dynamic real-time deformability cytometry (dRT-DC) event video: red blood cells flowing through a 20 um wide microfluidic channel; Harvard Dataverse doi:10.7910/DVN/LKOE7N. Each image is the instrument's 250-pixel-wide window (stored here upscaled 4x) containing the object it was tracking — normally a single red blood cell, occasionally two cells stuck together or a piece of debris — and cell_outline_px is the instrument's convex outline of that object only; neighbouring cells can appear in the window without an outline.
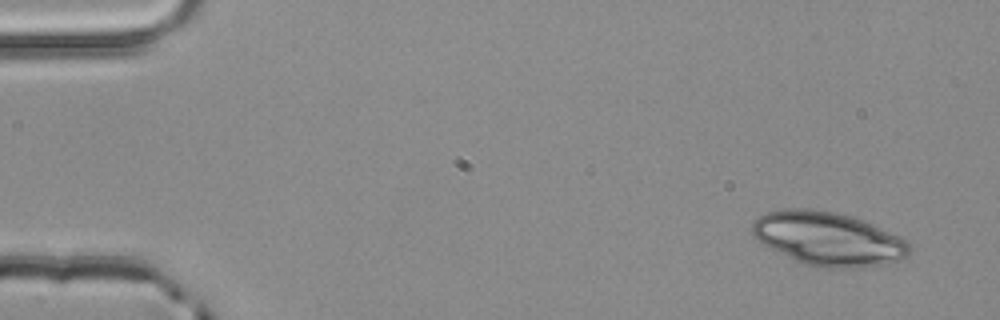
{"species": "common noctule bat (a hibernating species)", "species_latin": "Nyctalus noctula", "temperature_condition": "room temperature", "stored_images_in_passage": 4, "camera_frame_rate_fps": 3000, "um_per_image_px": 0.085, "animal": {"sex": "male", "body_mass_g": 20.4}, "frame": {"image": 1, "passage_image": 1, "time_ms": 0.0, "image_size_px": [1000, 320], "cell_outline_px": [[912, 252], [908, 256], [884, 264], [856, 268], [824, 268], [808, 264], [796, 260], [764, 244], [752, 232], [752, 224], [760, 216], [768, 212], [784, 208], [812, 208], [836, 212], [852, 216], [864, 220], [900, 236], [908, 240], [912, 248]], "centroid_in_image_um": [70.47, 20.28], "position_along_channel_um": 14.5, "area_um2": 48.96}}